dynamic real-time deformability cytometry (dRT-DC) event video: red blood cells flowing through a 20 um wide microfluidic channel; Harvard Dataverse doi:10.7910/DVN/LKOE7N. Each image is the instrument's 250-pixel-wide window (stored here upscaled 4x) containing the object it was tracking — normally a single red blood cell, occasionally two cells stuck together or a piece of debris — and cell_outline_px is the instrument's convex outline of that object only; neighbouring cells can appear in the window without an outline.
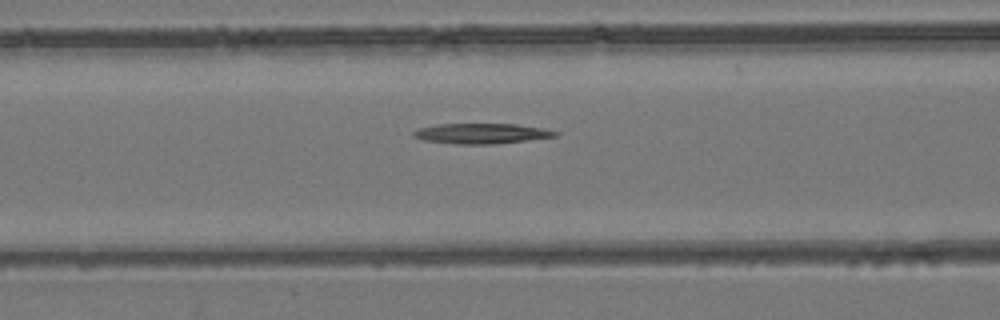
{"species": "common noctule bat (a hibernating species)", "species_latin": "Nyctalus noctula", "temperature_condition": "room temperature", "stored_images_in_passage": 49, "camera_frame_rate_fps": 3000, "um_per_image_px": 0.085, "animal": {"sex": "female", "body_mass_g": 24.6, "forearm_length_mm": 56.2}, "frame": {"image": 1, "passage_image": 17, "time_ms": 5.333, "image_size_px": [1000, 320], "cell_outline_px": [[560, 132], [556, 136], [528, 140], [492, 144], [456, 144], [424, 140], [412, 136], [412, 132], [420, 128], [436, 124], [516, 124], [544, 128]], "centroid_in_image_um": [40.93, 11.34], "position_along_channel_um": 125.7, "area_um2": 16.7}}
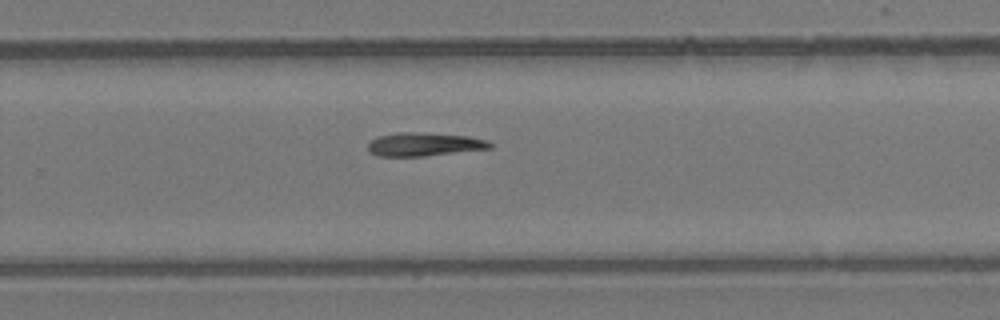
{"frame": {"image": 2, "passage_image": 30, "time_ms": 9.667, "image_size_px": [1000, 320], "cell_outline_px": [[492, 148], [424, 156], [380, 156], [372, 152], [368, 148], [368, 144], [372, 140], [380, 136], [400, 132], [424, 132], [468, 136], [488, 140], [492, 144]], "centroid_in_image_um": [36.11, 12.26], "position_along_channel_um": 293.7, "area_um2": 16.53}}
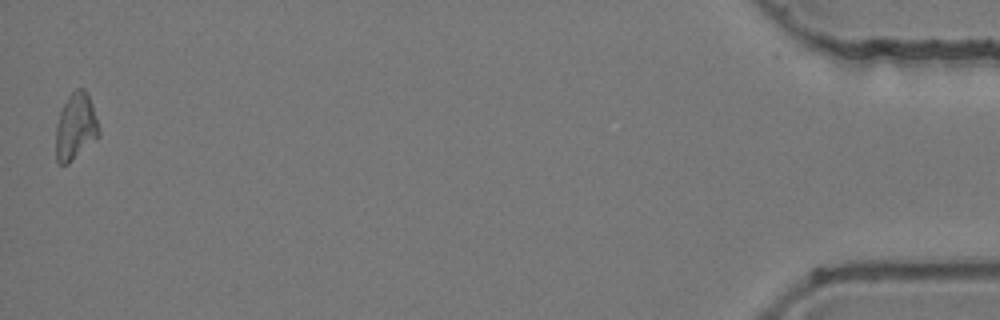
{"frame": {"image": 3, "passage_image": 48, "time_ms": 15.667, "image_size_px": [1000, 320], "cell_outline_px": [[100, 136], [68, 164], [60, 164], [56, 160], [56, 124], [60, 112], [68, 96], [76, 88], [84, 88], [88, 96], [100, 132]], "centroid_in_image_um": [6.41, 10.79], "position_along_channel_um": 428.8, "area_um2": 16.47}}